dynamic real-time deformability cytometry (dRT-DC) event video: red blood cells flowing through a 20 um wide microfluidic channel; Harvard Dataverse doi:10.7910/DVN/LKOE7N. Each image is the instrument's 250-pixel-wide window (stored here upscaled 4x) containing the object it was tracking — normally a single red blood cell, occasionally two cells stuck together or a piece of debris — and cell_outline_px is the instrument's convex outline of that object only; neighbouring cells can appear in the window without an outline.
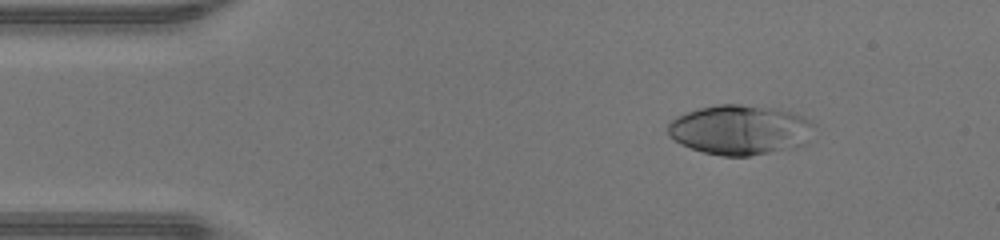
{"species": "human", "species_latin": "Homo sapiens", "temperature_condition": "warm", "stored_images_in_passage": 46, "camera_frame_rate_fps": 3000, "um_per_image_px": 0.085, "donor": {"sex": "male"}, "frame": {"image": 1, "passage_image": 6, "time_ms": 1.667, "image_size_px": [1000, 240], "cell_outline_px": [[816, 124], [808, 144], [796, 148], [748, 156], [724, 156], [704, 152], [680, 144], [668, 136], [668, 124], [676, 116], [700, 108], [716, 104], [740, 104], [776, 108], [792, 112]], "centroid_in_image_um": [62.94, 11.04], "position_along_channel_um": 22.1, "area_um2": 42.83}}
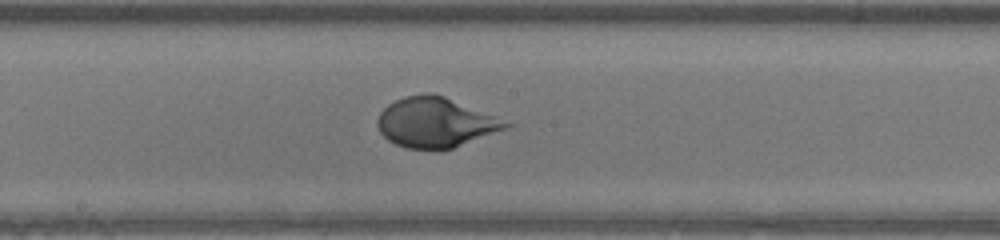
{"frame": {"image": 2, "passage_image": 24, "time_ms": 7.667, "image_size_px": [1000, 240], "cell_outline_px": [[516, 124], [508, 128], [452, 148], [432, 152], [404, 148], [388, 140], [380, 132], [376, 124], [376, 120], [380, 112], [388, 104], [404, 96], [424, 92], [428, 92], [444, 96]], "centroid_in_image_um": [37.0, 10.43], "position_along_channel_um": 211.2, "area_um2": 37.86}}
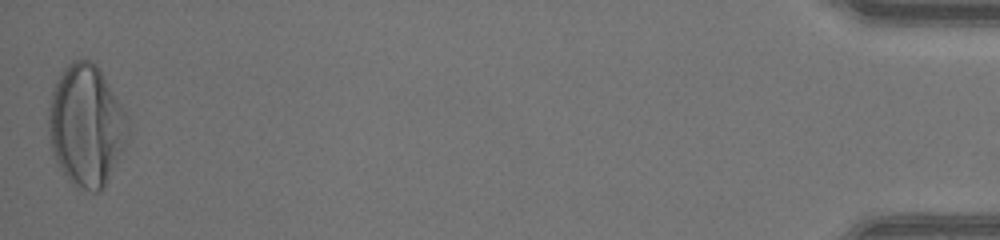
{"frame": {"image": 3, "passage_image": 46, "time_ms": 15.0, "image_size_px": [1000, 240], "cell_outline_px": [[128, 136], [104, 188], [100, 192], [92, 192], [76, 188], [72, 184], [56, 164], [52, 152], [48, 128], [48, 108], [52, 92], [56, 80], [64, 68], [72, 60], [80, 56], [92, 60], [96, 64], [128, 116]], "centroid_in_image_um": [7.3, 10.66], "position_along_channel_um": 427.9, "area_um2": 56.41}, "authors_computed_cell_mechanics": {"area_um2": 38.8705, "velocity_mm_per_s": 4.3679, "shape_relaxation_time_tau1_ms": 3.1237, "shape_relaxation_time_tau2_ms": null, "deformation_change_tau1": 0.2338, "deformation_change_tau2": null}}